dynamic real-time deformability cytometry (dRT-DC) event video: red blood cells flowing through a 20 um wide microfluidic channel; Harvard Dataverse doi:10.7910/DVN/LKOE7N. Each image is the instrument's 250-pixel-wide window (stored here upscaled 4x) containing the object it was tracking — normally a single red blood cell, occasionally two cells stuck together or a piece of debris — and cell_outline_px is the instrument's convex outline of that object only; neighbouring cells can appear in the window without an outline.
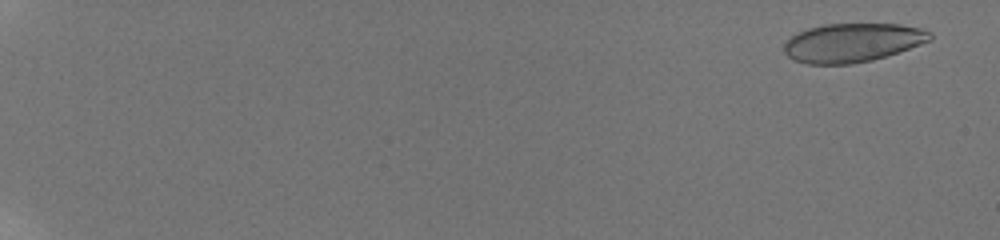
{"species": "human", "species_latin": "Homo sapiens", "temperature_condition": "room temperature", "stored_images_in_passage": 58, "camera_frame_rate_fps": 3000, "um_per_image_px": 0.085, "donor": {"sex": "male"}, "frame": {"image": 1, "passage_image": 3, "time_ms": 0.667, "image_size_px": [1000, 240], "cell_outline_px": [[932, 40], [872, 60], [852, 64], [808, 64], [792, 60], [784, 52], [784, 44], [796, 32], [808, 28], [824, 24], [900, 24], [924, 28], [932, 32]], "centroid_in_image_um": [72.45, 3.62], "position_along_channel_um": 12.6, "area_um2": 33.06}}
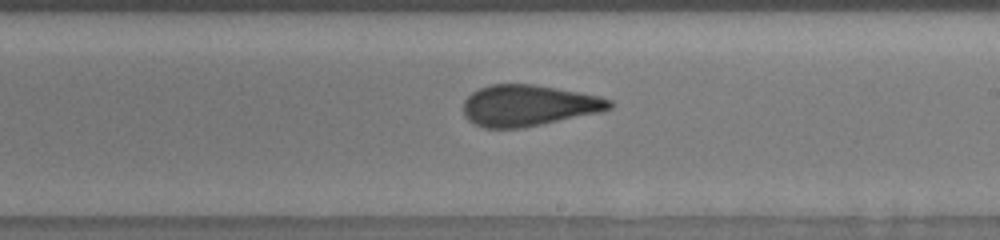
{"frame": {"image": 2, "passage_image": 39, "time_ms": 12.667, "image_size_px": [1000, 240], "cell_outline_px": [[612, 108], [600, 112], [524, 128], [484, 128], [468, 120], [464, 116], [464, 100], [472, 92], [480, 88], [492, 84], [532, 84], [556, 88], [600, 96], [612, 100]], "centroid_in_image_um": [44.92, 8.97], "position_along_channel_um": 244.1, "area_um2": 35.03}}
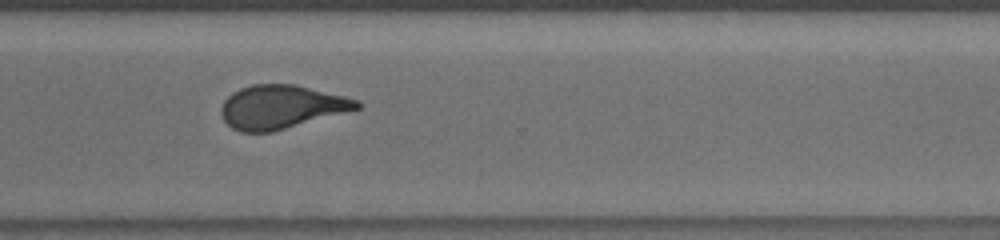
{"frame": {"image": 3, "passage_image": 47, "time_ms": 15.333, "image_size_px": [1000, 240], "cell_outline_px": [[364, 104], [360, 108], [272, 132], [240, 132], [232, 128], [224, 120], [220, 112], [220, 108], [224, 100], [232, 92], [240, 88], [252, 84], [292, 84], [344, 96], [360, 100]], "centroid_in_image_um": [23.88, 9.09], "position_along_channel_um": 346.7, "area_um2": 34.33}, "authors_computed_cell_mechanics": {"area_um2": 34.4488, "velocity_mm_per_s": 3.8498, "shape_relaxation_time_tau1_ms": 9.0652, "shape_relaxation_time_tau2_ms": 1.1226, "deformation_change_tau1": 0.2005, "deformation_change_tau2": 0.0838}}